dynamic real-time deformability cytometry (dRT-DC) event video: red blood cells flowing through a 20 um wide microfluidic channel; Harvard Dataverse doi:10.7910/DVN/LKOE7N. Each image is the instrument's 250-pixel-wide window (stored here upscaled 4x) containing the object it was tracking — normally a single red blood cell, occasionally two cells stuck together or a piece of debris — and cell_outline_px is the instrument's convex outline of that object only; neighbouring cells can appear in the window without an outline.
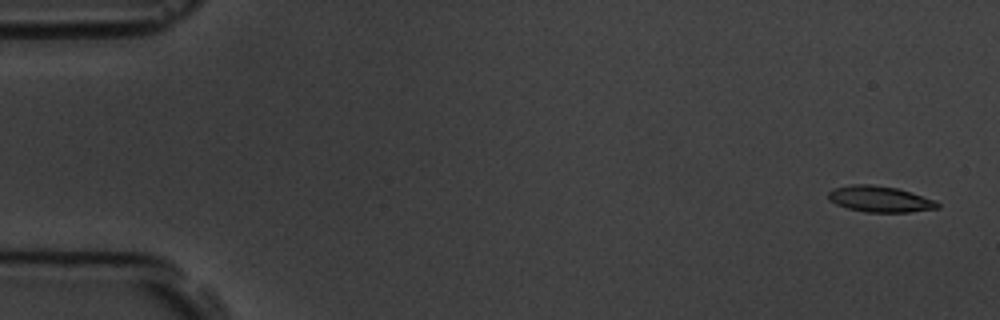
{"species": "common noctule bat (a hibernating species)", "species_latin": "Nyctalus noctula", "temperature_condition": "room temperature", "stored_images_in_passage": 4, "camera_frame_rate_fps": 3000, "um_per_image_px": 0.085, "animal": {"sex": "male", "body_mass_g": 19.5, "forearm_length_mm": 54.6}, "frame": {"image": 1, "passage_image": 1, "time_ms": 0.0, "image_size_px": [1000, 320], "cell_outline_px": [[940, 208], [908, 212], [864, 212], [848, 208], [836, 204], [828, 200], [828, 192], [832, 188], [852, 184], [872, 184], [896, 188], [936, 200], [940, 204]], "centroid_in_image_um": [74.77, 16.92], "position_along_channel_um": 10.2, "area_um2": 16.65}}